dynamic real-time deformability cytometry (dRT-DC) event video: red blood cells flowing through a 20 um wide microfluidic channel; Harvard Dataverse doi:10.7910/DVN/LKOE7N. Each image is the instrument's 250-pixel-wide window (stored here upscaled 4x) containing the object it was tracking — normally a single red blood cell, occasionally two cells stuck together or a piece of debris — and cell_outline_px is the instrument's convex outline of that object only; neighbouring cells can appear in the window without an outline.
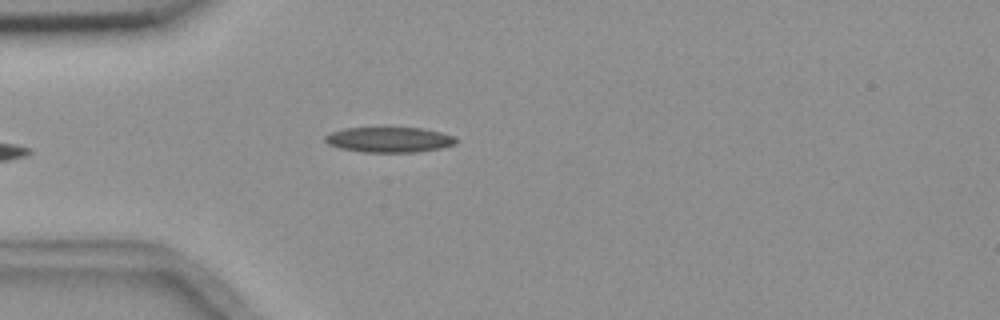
{"species": "common noctule bat (a hibernating species)", "species_latin": "Nyctalus noctula", "temperature_condition": "room temperature", "stored_images_in_passage": 5, "camera_frame_rate_fps": 3000, "um_per_image_px": 0.085, "animal": {"sex": "female", "body_mass_g": 18.4}, "frame": {"image": 1, "passage_image": 5, "time_ms": 4.667, "image_size_px": [1000, 320], "cell_outline_px": [[456, 144], [440, 148], [416, 152], [364, 152], [340, 148], [328, 144], [324, 140], [324, 136], [332, 132], [344, 128], [424, 128], [440, 132], [452, 136], [456, 140]], "centroid_in_image_um": [33.06, 11.87], "position_along_channel_um": 51.9, "area_um2": 19.13}}